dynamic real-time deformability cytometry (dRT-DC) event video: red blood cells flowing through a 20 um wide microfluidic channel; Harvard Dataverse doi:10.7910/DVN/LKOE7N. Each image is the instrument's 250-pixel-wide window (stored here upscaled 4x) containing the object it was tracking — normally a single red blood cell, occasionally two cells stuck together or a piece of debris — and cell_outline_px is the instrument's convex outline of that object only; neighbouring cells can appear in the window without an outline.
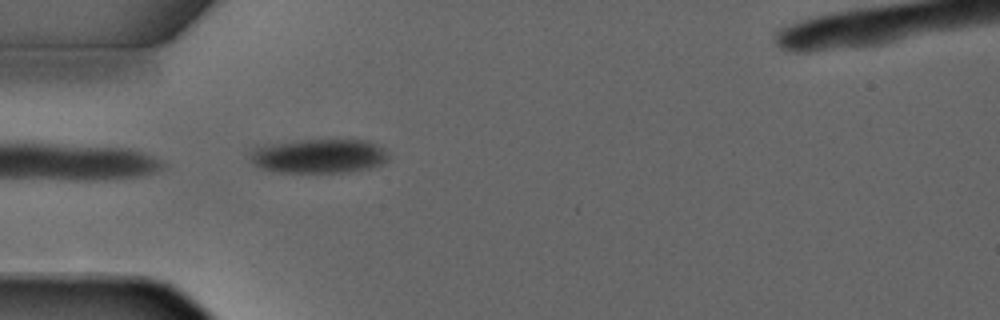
{"species": "common noctule bat (a hibernating species)", "species_latin": "Nyctalus noctula", "temperature_condition": "warm", "stored_images_in_passage": 2, "camera_frame_rate_fps": 3000, "um_per_image_px": 0.085, "animal": {"sex": "male", "forearm_length_mm": 52.5}, "frame": {"image": 1, "passage_image": 2, "time_ms": 1.333, "image_size_px": [1000, 320], "cell_outline_px": [[388, 160], [380, 164], [368, 168], [344, 172], [280, 172], [264, 168], [252, 164], [248, 156], [248, 152], [256, 148], [272, 144], [300, 140], [368, 140], [384, 148], [388, 156]], "centroid_in_image_um": [27.1, 13.26], "position_along_channel_um": 57.9, "area_um2": 27.34}}